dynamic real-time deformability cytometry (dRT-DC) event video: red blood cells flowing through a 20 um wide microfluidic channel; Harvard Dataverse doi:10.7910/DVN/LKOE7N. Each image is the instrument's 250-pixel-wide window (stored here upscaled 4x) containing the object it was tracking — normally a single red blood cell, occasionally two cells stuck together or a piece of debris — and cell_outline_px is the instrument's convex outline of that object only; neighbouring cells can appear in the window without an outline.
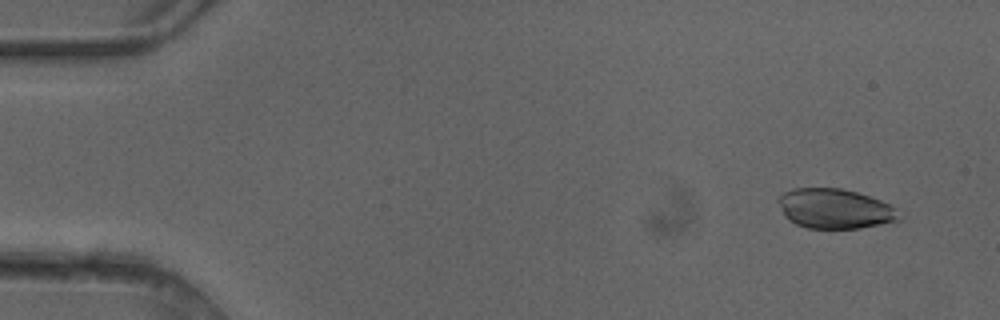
{"species": "common noctule bat (a hibernating species)", "species_latin": "Nyctalus noctula", "temperature_condition": "cold", "stored_images_in_passage": 5, "camera_frame_rate_fps": 3000, "um_per_image_px": 0.085, "animal": {"sex": "female"}, "frame": {"image": 1, "passage_image": 2, "time_ms": 0.333, "image_size_px": [1000, 320], "cell_outline_px": [[900, 220], [860, 228], [808, 228], [796, 224], [788, 220], [784, 216], [780, 204], [780, 196], [784, 192], [792, 188], [840, 188], [856, 192], [880, 200], [896, 208]], "centroid_in_image_um": [70.95, 17.74], "position_along_channel_um": 14.0, "area_um2": 27.69}}
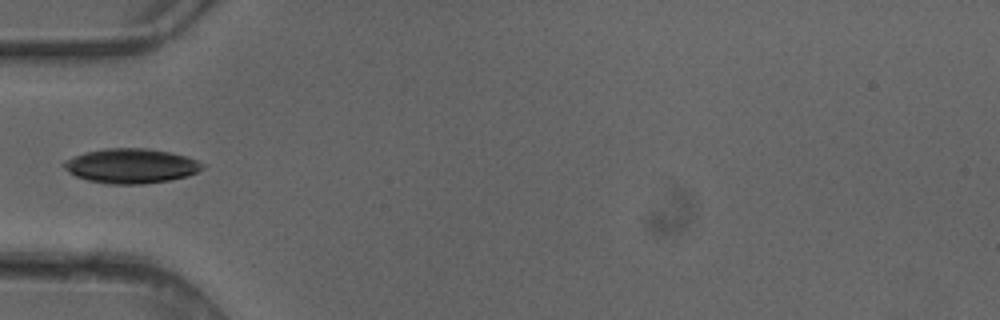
{"frame": {"image": 2, "passage_image": 5, "time_ms": 1.333, "image_size_px": [1000, 320], "cell_outline_px": [[204, 168], [188, 176], [168, 180], [144, 184], [108, 184], [88, 180], [76, 176], [68, 172], [60, 164], [64, 160], [84, 152], [104, 148], [148, 148], [188, 156], [204, 164]], "centroid_in_image_um": [11.11, 14.09], "position_along_channel_um": 73.9, "area_um2": 28.15}}